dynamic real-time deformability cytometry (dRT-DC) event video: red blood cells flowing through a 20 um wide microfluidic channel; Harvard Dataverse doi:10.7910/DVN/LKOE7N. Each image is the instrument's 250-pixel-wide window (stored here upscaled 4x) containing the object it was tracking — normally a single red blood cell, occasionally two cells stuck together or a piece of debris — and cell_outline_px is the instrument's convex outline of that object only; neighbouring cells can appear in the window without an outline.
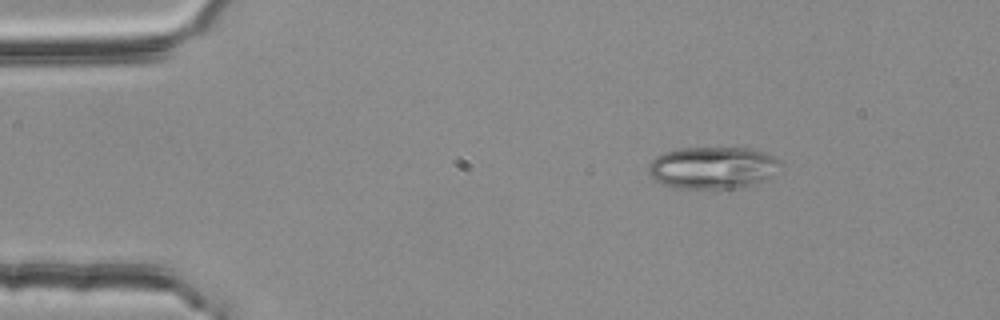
{"species": "common noctule bat (a hibernating species)", "species_latin": "Nyctalus noctula", "temperature_condition": "room temperature", "stored_images_in_passage": 4, "camera_frame_rate_fps": 3000, "um_per_image_px": 0.085, "animal": {"sex": "female", "body_mass_g": 25.1}, "frame": {"image": 1, "passage_image": 1, "time_ms": 0.0, "image_size_px": [1000, 320], "cell_outline_px": [[784, 164], [764, 180], [756, 184], [736, 188], [680, 188], [660, 184], [648, 172], [648, 164], [656, 156], [664, 152], [680, 148], [748, 148], [772, 156], [780, 160]], "centroid_in_image_um": [60.56, 14.25], "position_along_channel_um": 24.4, "area_um2": 32.25}}
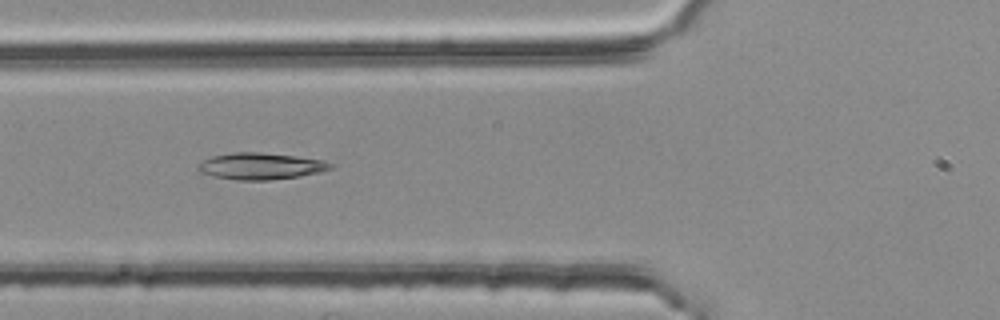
{"frame": {"image": 2, "passage_image": 4, "time_ms": 1.0, "image_size_px": [1000, 320], "cell_outline_px": [[336, 164], [332, 168], [320, 172], [300, 176], [268, 180], [236, 180], [212, 176], [200, 172], [196, 168], [204, 160], [212, 156], [232, 152], [256, 152], [296, 156], [324, 160]], "centroid_in_image_um": [22.18, 14.12], "position_along_channel_um": 103.6, "area_um2": 20.58}}